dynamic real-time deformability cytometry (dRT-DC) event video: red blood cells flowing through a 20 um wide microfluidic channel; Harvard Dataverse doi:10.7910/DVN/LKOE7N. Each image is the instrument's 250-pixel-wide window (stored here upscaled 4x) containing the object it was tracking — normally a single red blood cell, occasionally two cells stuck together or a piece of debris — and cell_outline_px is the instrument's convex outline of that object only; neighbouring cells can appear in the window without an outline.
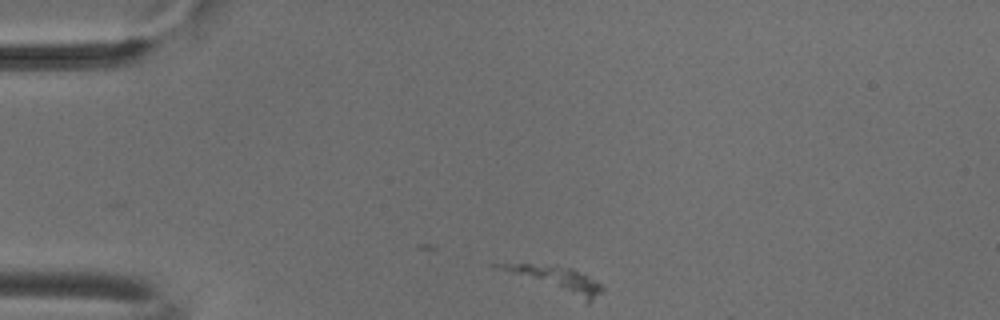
{"species": "common noctule bat (a hibernating species)", "species_latin": "Nyctalus noctula", "temperature_condition": "cold", "stored_images_in_passage": 3, "camera_frame_rate_fps": 3000, "um_per_image_px": 0.085, "animal": {"sex": "male", "body_mass_g": 18.8}, "frame": {"image": 1, "passage_image": 1, "time_ms": 0.0, "image_size_px": [1000, 320], "cell_outline_px": [[604, 288], [588, 304], [496, 268], [488, 264], [532, 264], [572, 268], [580, 272], [600, 284]], "centroid_in_image_um": [47.3, 23.78], "position_along_channel_um": 37.7, "area_um2": 14.85}}
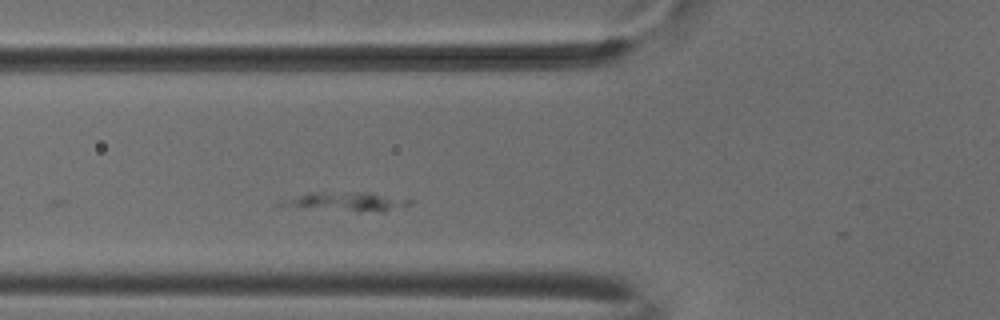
{"frame": {"image": 2, "passage_image": 3, "time_ms": 0.667, "image_size_px": [1000, 320], "cell_outline_px": [[396, 204], [384, 212], [356, 212], [276, 204], [284, 200], [308, 192], [372, 192]], "centroid_in_image_um": [29.02, 17.13], "position_along_channel_um": 96.8, "area_um2": 12.37}}